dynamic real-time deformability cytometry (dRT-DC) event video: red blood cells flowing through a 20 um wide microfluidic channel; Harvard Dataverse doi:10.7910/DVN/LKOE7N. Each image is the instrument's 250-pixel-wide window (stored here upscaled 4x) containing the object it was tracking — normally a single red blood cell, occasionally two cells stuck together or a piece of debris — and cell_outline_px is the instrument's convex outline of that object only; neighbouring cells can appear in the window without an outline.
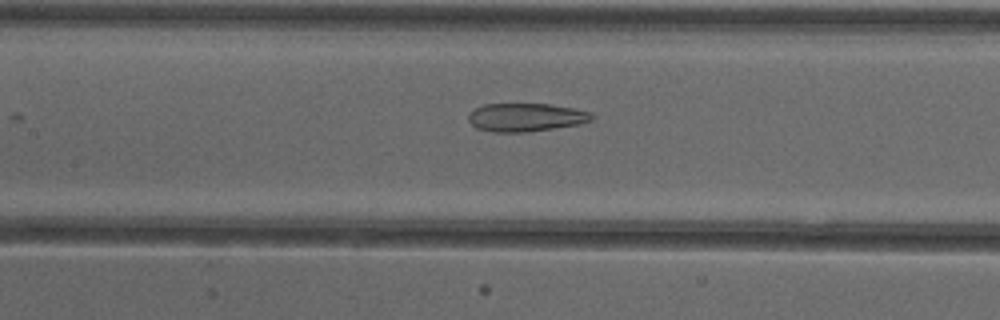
{"species": "common noctule bat (a hibernating species)", "species_latin": "Nyctalus noctula", "temperature_condition": "cold", "stored_images_in_passage": 53, "camera_frame_rate_fps": 3000, "um_per_image_px": 0.085, "animal": {"sex": "female"}, "frame": {"image": 1, "passage_image": 25, "time_ms": 8.0, "image_size_px": [1000, 320], "cell_outline_px": [[596, 116], [592, 120], [580, 124], [524, 132], [492, 132], [476, 128], [468, 120], [468, 116], [476, 108], [484, 104], [548, 104], [576, 108], [592, 112]], "centroid_in_image_um": [44.74, 9.97], "position_along_channel_um": 162.7, "area_um2": 20.35}}
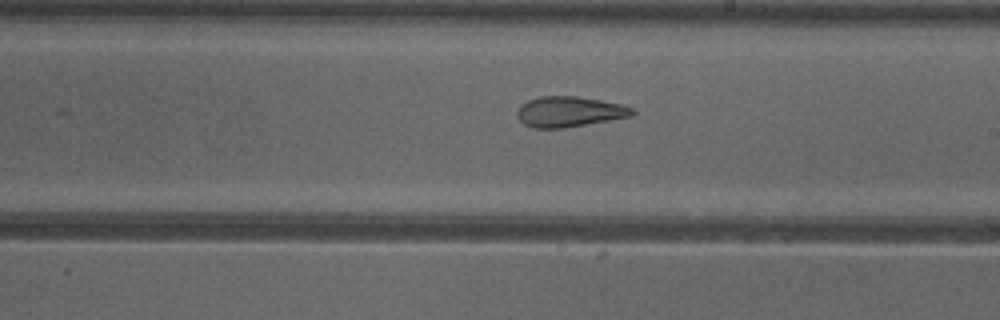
{"frame": {"image": 2, "passage_image": 31, "time_ms": 10.0, "image_size_px": [1000, 320], "cell_outline_px": [[636, 112], [632, 116], [564, 128], [532, 128], [524, 124], [516, 116], [516, 112], [520, 104], [528, 100], [540, 96], [576, 96], [624, 104], [632, 108]], "centroid_in_image_um": [48.37, 9.49], "position_along_channel_um": 240.6, "area_um2": 20.58}}
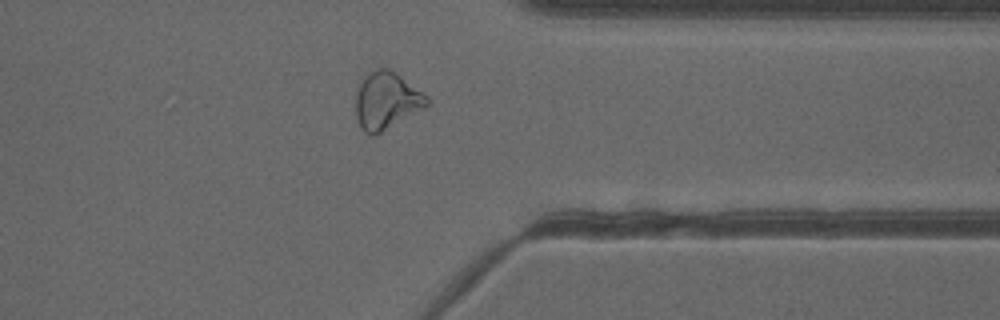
{"frame": {"image": 3, "passage_image": 42, "time_ms": 13.667, "image_size_px": [1000, 320], "cell_outline_px": [[428, 104], [424, 108], [380, 132], [372, 136], [364, 132], [360, 128], [356, 120], [356, 88], [364, 76], [368, 72], [376, 68], [388, 68], [396, 72], [428, 96]], "centroid_in_image_um": [32.81, 8.53], "position_along_channel_um": 378.6, "area_um2": 23.76}, "authors_computed_cell_mechanics": {"area_um2": 26.01, "velocity_mm_per_s": 3.9039, "shape_relaxation_time_tau1_ms": null, "shape_relaxation_time_tau2_ms": 2.6309, "deformation_change_tau1": null, "deformation_change_tau2": 0.111}}